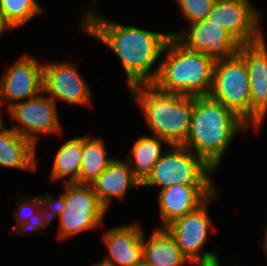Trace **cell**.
Masks as SVG:
<instances>
[{
  "instance_id": "obj_32",
  "label": "cell",
  "mask_w": 267,
  "mask_h": 266,
  "mask_svg": "<svg viewBox=\"0 0 267 266\" xmlns=\"http://www.w3.org/2000/svg\"><path fill=\"white\" fill-rule=\"evenodd\" d=\"M218 266H220V263H219V258H218ZM233 266H239V265H236V264H235V265H233Z\"/></svg>"
},
{
  "instance_id": "obj_21",
  "label": "cell",
  "mask_w": 267,
  "mask_h": 266,
  "mask_svg": "<svg viewBox=\"0 0 267 266\" xmlns=\"http://www.w3.org/2000/svg\"><path fill=\"white\" fill-rule=\"evenodd\" d=\"M82 152L83 137H75L63 143L54 158L50 174L51 180L61 179L63 185L78 184Z\"/></svg>"
},
{
  "instance_id": "obj_23",
  "label": "cell",
  "mask_w": 267,
  "mask_h": 266,
  "mask_svg": "<svg viewBox=\"0 0 267 266\" xmlns=\"http://www.w3.org/2000/svg\"><path fill=\"white\" fill-rule=\"evenodd\" d=\"M43 12L36 0H0L2 19L12 30L24 26Z\"/></svg>"
},
{
  "instance_id": "obj_4",
  "label": "cell",
  "mask_w": 267,
  "mask_h": 266,
  "mask_svg": "<svg viewBox=\"0 0 267 266\" xmlns=\"http://www.w3.org/2000/svg\"><path fill=\"white\" fill-rule=\"evenodd\" d=\"M131 98L141 107L149 130L170 145H184L189 134L193 96L166 93L153 84H135Z\"/></svg>"
},
{
  "instance_id": "obj_22",
  "label": "cell",
  "mask_w": 267,
  "mask_h": 266,
  "mask_svg": "<svg viewBox=\"0 0 267 266\" xmlns=\"http://www.w3.org/2000/svg\"><path fill=\"white\" fill-rule=\"evenodd\" d=\"M103 138L83 137V152L79 172L78 184L90 185L110 165L115 158L107 157Z\"/></svg>"
},
{
  "instance_id": "obj_26",
  "label": "cell",
  "mask_w": 267,
  "mask_h": 266,
  "mask_svg": "<svg viewBox=\"0 0 267 266\" xmlns=\"http://www.w3.org/2000/svg\"><path fill=\"white\" fill-rule=\"evenodd\" d=\"M23 202L17 203L18 207L15 208L14 212V220L17 223L14 225V229L21 223L26 222L29 218H31L37 211H39L40 207H43L49 200V193L47 192L45 196L39 194L34 198H23Z\"/></svg>"
},
{
  "instance_id": "obj_14",
  "label": "cell",
  "mask_w": 267,
  "mask_h": 266,
  "mask_svg": "<svg viewBox=\"0 0 267 266\" xmlns=\"http://www.w3.org/2000/svg\"><path fill=\"white\" fill-rule=\"evenodd\" d=\"M238 54L248 69L251 127L254 126L257 132L267 114V44L264 37L254 43L241 44Z\"/></svg>"
},
{
  "instance_id": "obj_18",
  "label": "cell",
  "mask_w": 267,
  "mask_h": 266,
  "mask_svg": "<svg viewBox=\"0 0 267 266\" xmlns=\"http://www.w3.org/2000/svg\"><path fill=\"white\" fill-rule=\"evenodd\" d=\"M36 146L11 128L0 129V166L35 170Z\"/></svg>"
},
{
  "instance_id": "obj_20",
  "label": "cell",
  "mask_w": 267,
  "mask_h": 266,
  "mask_svg": "<svg viewBox=\"0 0 267 266\" xmlns=\"http://www.w3.org/2000/svg\"><path fill=\"white\" fill-rule=\"evenodd\" d=\"M168 145L161 138L152 135H142L132 144L131 153L126 161L134 177L142 184L151 174L153 167L163 154V144Z\"/></svg>"
},
{
  "instance_id": "obj_31",
  "label": "cell",
  "mask_w": 267,
  "mask_h": 266,
  "mask_svg": "<svg viewBox=\"0 0 267 266\" xmlns=\"http://www.w3.org/2000/svg\"><path fill=\"white\" fill-rule=\"evenodd\" d=\"M3 117L4 116L1 115V113H0V129H2L5 126Z\"/></svg>"
},
{
  "instance_id": "obj_13",
  "label": "cell",
  "mask_w": 267,
  "mask_h": 266,
  "mask_svg": "<svg viewBox=\"0 0 267 266\" xmlns=\"http://www.w3.org/2000/svg\"><path fill=\"white\" fill-rule=\"evenodd\" d=\"M189 29L171 32L186 48L208 54L216 59L233 57L239 51L240 43L224 28L206 19L193 22Z\"/></svg>"
},
{
  "instance_id": "obj_27",
  "label": "cell",
  "mask_w": 267,
  "mask_h": 266,
  "mask_svg": "<svg viewBox=\"0 0 267 266\" xmlns=\"http://www.w3.org/2000/svg\"><path fill=\"white\" fill-rule=\"evenodd\" d=\"M191 264L196 266H218V256L208 260L195 261Z\"/></svg>"
},
{
  "instance_id": "obj_3",
  "label": "cell",
  "mask_w": 267,
  "mask_h": 266,
  "mask_svg": "<svg viewBox=\"0 0 267 266\" xmlns=\"http://www.w3.org/2000/svg\"><path fill=\"white\" fill-rule=\"evenodd\" d=\"M159 71L152 83L158 90L178 95L209 96L215 59L186 48L171 37L163 50Z\"/></svg>"
},
{
  "instance_id": "obj_30",
  "label": "cell",
  "mask_w": 267,
  "mask_h": 266,
  "mask_svg": "<svg viewBox=\"0 0 267 266\" xmlns=\"http://www.w3.org/2000/svg\"><path fill=\"white\" fill-rule=\"evenodd\" d=\"M134 266H151V265H149L144 259H142L140 262L136 263Z\"/></svg>"
},
{
  "instance_id": "obj_29",
  "label": "cell",
  "mask_w": 267,
  "mask_h": 266,
  "mask_svg": "<svg viewBox=\"0 0 267 266\" xmlns=\"http://www.w3.org/2000/svg\"><path fill=\"white\" fill-rule=\"evenodd\" d=\"M263 247H264V252H265V255L267 254V227L265 228V234H264V240L262 239L261 241ZM267 256V255H266ZM267 258V257H266Z\"/></svg>"
},
{
  "instance_id": "obj_16",
  "label": "cell",
  "mask_w": 267,
  "mask_h": 266,
  "mask_svg": "<svg viewBox=\"0 0 267 266\" xmlns=\"http://www.w3.org/2000/svg\"><path fill=\"white\" fill-rule=\"evenodd\" d=\"M144 231L137 224L112 227L102 240L109 255L102 261L113 266H134L143 259Z\"/></svg>"
},
{
  "instance_id": "obj_15",
  "label": "cell",
  "mask_w": 267,
  "mask_h": 266,
  "mask_svg": "<svg viewBox=\"0 0 267 266\" xmlns=\"http://www.w3.org/2000/svg\"><path fill=\"white\" fill-rule=\"evenodd\" d=\"M216 185L176 184L159 191V214L163 227L201 206L215 191Z\"/></svg>"
},
{
  "instance_id": "obj_11",
  "label": "cell",
  "mask_w": 267,
  "mask_h": 266,
  "mask_svg": "<svg viewBox=\"0 0 267 266\" xmlns=\"http://www.w3.org/2000/svg\"><path fill=\"white\" fill-rule=\"evenodd\" d=\"M43 63L27 54L10 66L0 79V105L7 109L43 92Z\"/></svg>"
},
{
  "instance_id": "obj_6",
  "label": "cell",
  "mask_w": 267,
  "mask_h": 266,
  "mask_svg": "<svg viewBox=\"0 0 267 266\" xmlns=\"http://www.w3.org/2000/svg\"><path fill=\"white\" fill-rule=\"evenodd\" d=\"M168 147L141 187L159 186L162 190L176 184L216 185L211 177L215 170L201 157L183 145Z\"/></svg>"
},
{
  "instance_id": "obj_19",
  "label": "cell",
  "mask_w": 267,
  "mask_h": 266,
  "mask_svg": "<svg viewBox=\"0 0 267 266\" xmlns=\"http://www.w3.org/2000/svg\"><path fill=\"white\" fill-rule=\"evenodd\" d=\"M143 259L151 266L191 264L166 228L153 229L149 239L143 236Z\"/></svg>"
},
{
  "instance_id": "obj_7",
  "label": "cell",
  "mask_w": 267,
  "mask_h": 266,
  "mask_svg": "<svg viewBox=\"0 0 267 266\" xmlns=\"http://www.w3.org/2000/svg\"><path fill=\"white\" fill-rule=\"evenodd\" d=\"M209 97L251 126L249 74L245 60L238 53L215 60Z\"/></svg>"
},
{
  "instance_id": "obj_24",
  "label": "cell",
  "mask_w": 267,
  "mask_h": 266,
  "mask_svg": "<svg viewBox=\"0 0 267 266\" xmlns=\"http://www.w3.org/2000/svg\"><path fill=\"white\" fill-rule=\"evenodd\" d=\"M180 8V15L189 24L207 18L216 0H175Z\"/></svg>"
},
{
  "instance_id": "obj_8",
  "label": "cell",
  "mask_w": 267,
  "mask_h": 266,
  "mask_svg": "<svg viewBox=\"0 0 267 266\" xmlns=\"http://www.w3.org/2000/svg\"><path fill=\"white\" fill-rule=\"evenodd\" d=\"M218 196L216 190L201 206L189 214L178 218L166 227L168 232L176 240L177 246L190 263L203 261L218 256L216 252L203 251L202 248L208 242L211 220L208 216V204ZM202 250V251H201Z\"/></svg>"
},
{
  "instance_id": "obj_10",
  "label": "cell",
  "mask_w": 267,
  "mask_h": 266,
  "mask_svg": "<svg viewBox=\"0 0 267 266\" xmlns=\"http://www.w3.org/2000/svg\"><path fill=\"white\" fill-rule=\"evenodd\" d=\"M251 0H216L206 20L226 29L240 44L254 43L264 36L260 30L261 13Z\"/></svg>"
},
{
  "instance_id": "obj_1",
  "label": "cell",
  "mask_w": 267,
  "mask_h": 266,
  "mask_svg": "<svg viewBox=\"0 0 267 266\" xmlns=\"http://www.w3.org/2000/svg\"><path fill=\"white\" fill-rule=\"evenodd\" d=\"M88 10L82 18L80 31L103 42L117 55L125 69L129 89L135 84H152L159 66L151 69L162 57L171 34L122 25Z\"/></svg>"
},
{
  "instance_id": "obj_25",
  "label": "cell",
  "mask_w": 267,
  "mask_h": 266,
  "mask_svg": "<svg viewBox=\"0 0 267 266\" xmlns=\"http://www.w3.org/2000/svg\"><path fill=\"white\" fill-rule=\"evenodd\" d=\"M50 212L48 211V209ZM41 211H37L31 218H29L26 222L19 224L14 231L13 234L17 233L22 235L23 233L29 235L31 232H40L44 231L47 226L51 223L52 219V208L50 202L48 201L43 208L41 207ZM47 209V210H46ZM41 229V230H40Z\"/></svg>"
},
{
  "instance_id": "obj_17",
  "label": "cell",
  "mask_w": 267,
  "mask_h": 266,
  "mask_svg": "<svg viewBox=\"0 0 267 266\" xmlns=\"http://www.w3.org/2000/svg\"><path fill=\"white\" fill-rule=\"evenodd\" d=\"M90 185L107 210L113 198L123 200L129 188L141 187V183L134 177L128 162L116 158Z\"/></svg>"
},
{
  "instance_id": "obj_2",
  "label": "cell",
  "mask_w": 267,
  "mask_h": 266,
  "mask_svg": "<svg viewBox=\"0 0 267 266\" xmlns=\"http://www.w3.org/2000/svg\"><path fill=\"white\" fill-rule=\"evenodd\" d=\"M249 126L231 110L209 96L193 97V112L186 148L218 169L231 141Z\"/></svg>"
},
{
  "instance_id": "obj_28",
  "label": "cell",
  "mask_w": 267,
  "mask_h": 266,
  "mask_svg": "<svg viewBox=\"0 0 267 266\" xmlns=\"http://www.w3.org/2000/svg\"><path fill=\"white\" fill-rule=\"evenodd\" d=\"M10 30L9 26L3 21L1 13H0V37L4 33V31Z\"/></svg>"
},
{
  "instance_id": "obj_9",
  "label": "cell",
  "mask_w": 267,
  "mask_h": 266,
  "mask_svg": "<svg viewBox=\"0 0 267 266\" xmlns=\"http://www.w3.org/2000/svg\"><path fill=\"white\" fill-rule=\"evenodd\" d=\"M56 103L41 93L33 98L17 103L10 107L8 113L18 124L12 126L17 134L28 139L37 146L39 137L43 134H61L59 113L56 110Z\"/></svg>"
},
{
  "instance_id": "obj_12",
  "label": "cell",
  "mask_w": 267,
  "mask_h": 266,
  "mask_svg": "<svg viewBox=\"0 0 267 266\" xmlns=\"http://www.w3.org/2000/svg\"><path fill=\"white\" fill-rule=\"evenodd\" d=\"M43 92L56 103L91 105L90 88L81 76L76 65L71 62L43 63Z\"/></svg>"
},
{
  "instance_id": "obj_5",
  "label": "cell",
  "mask_w": 267,
  "mask_h": 266,
  "mask_svg": "<svg viewBox=\"0 0 267 266\" xmlns=\"http://www.w3.org/2000/svg\"><path fill=\"white\" fill-rule=\"evenodd\" d=\"M48 201L52 208V219L59 220V240L100 228L108 211L92 186L86 184H64L58 199L49 194Z\"/></svg>"
}]
</instances>
